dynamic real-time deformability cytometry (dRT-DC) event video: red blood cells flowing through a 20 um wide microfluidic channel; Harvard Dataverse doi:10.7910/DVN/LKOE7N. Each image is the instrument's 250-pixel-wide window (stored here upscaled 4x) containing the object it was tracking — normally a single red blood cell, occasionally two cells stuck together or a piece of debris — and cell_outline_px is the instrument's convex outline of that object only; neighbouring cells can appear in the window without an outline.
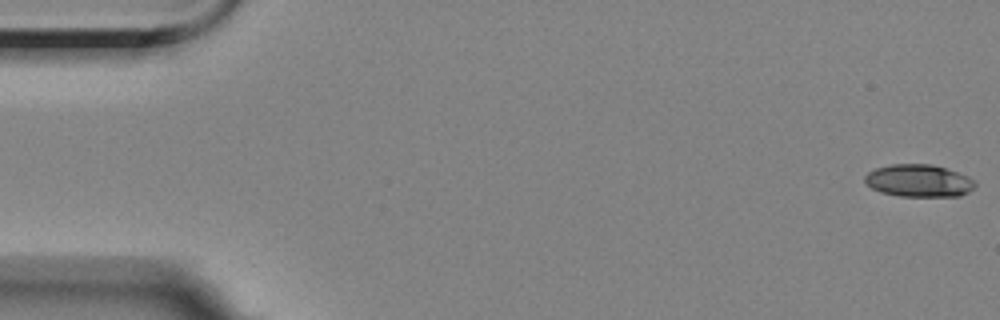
{"species": "Egyptian fruit bat (a non-hibernating species)", "species_latin": "Rousettus aegyptiacus", "temperature_condition": "room temperature", "stored_images_in_passage": 8, "camera_frame_rate_fps": 3000, "um_per_image_px": 0.085, "animal": {"sex": "female"}, "frame": {"image": 1, "passage_image": 1, "time_ms": 0.0, "image_size_px": [1000, 320], "cell_outline_px": [[976, 184], [968, 192], [960, 196], [900, 196], [880, 192], [872, 188], [864, 180], [864, 176], [868, 172], [876, 168], [892, 164], [932, 164], [968, 176]], "centroid_in_image_um": [78.07, 15.36], "position_along_channel_um": 6.9, "area_um2": 20.63}}